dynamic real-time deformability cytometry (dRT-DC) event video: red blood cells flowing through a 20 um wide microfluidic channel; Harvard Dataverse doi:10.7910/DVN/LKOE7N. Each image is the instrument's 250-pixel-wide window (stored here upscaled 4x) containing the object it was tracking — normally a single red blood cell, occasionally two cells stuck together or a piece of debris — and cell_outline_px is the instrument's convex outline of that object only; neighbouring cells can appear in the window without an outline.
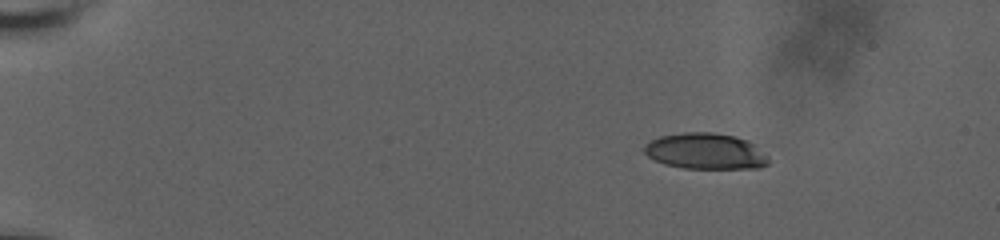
{"species": "human", "species_latin": "Homo sapiens", "temperature_condition": "room temperature", "stored_images_in_passage": 51, "camera_frame_rate_fps": 3000, "um_per_image_px": 0.085, "donor": {"sex": "male"}, "frame": {"image": 1, "passage_image": 1, "time_ms": 0.0, "image_size_px": [1000, 240], "cell_outline_px": [[768, 164], [760, 168], [684, 168], [664, 164], [648, 156], [644, 152], [644, 144], [660, 136], [684, 132], [712, 132], [736, 136], [748, 140], [768, 156]], "centroid_in_image_um": [59.97, 12.85], "position_along_channel_um": 25.0, "area_um2": 26.07}}
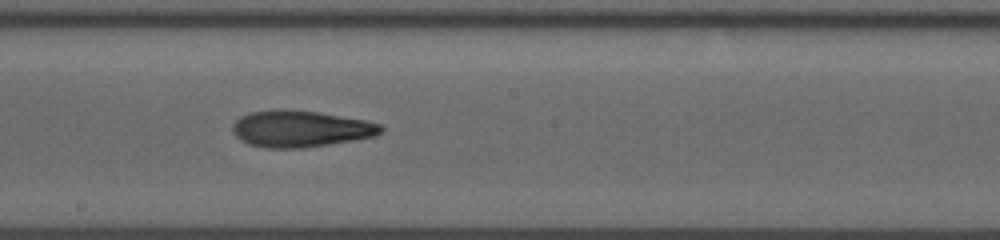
{"frame": {"image": 2, "passage_image": 27, "time_ms": 8.667, "image_size_px": [1000, 240], "cell_outline_px": [[384, 128], [380, 132], [372, 136], [352, 140], [304, 148], [268, 148], [248, 144], [240, 140], [232, 132], [232, 124], [240, 116], [252, 112], [284, 108], [316, 112], [368, 120], [380, 124]], "centroid_in_image_um": [25.5, 10.94], "position_along_channel_um": 222.7, "area_um2": 31.56}}
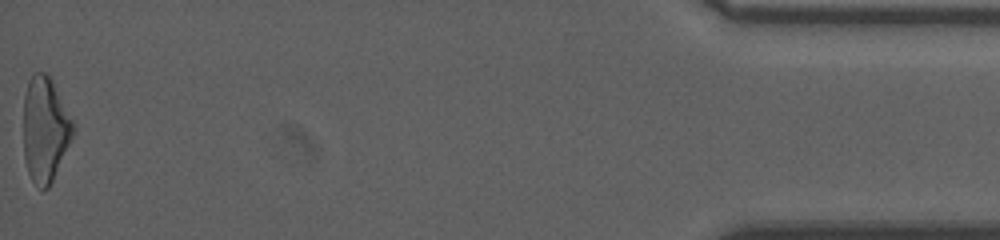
{"frame": {"image": 3, "passage_image": 51, "time_ms": 16.667, "image_size_px": [1000, 240], "cell_outline_px": [[76, 128], [52, 180], [48, 188], [40, 188], [32, 180], [28, 172], [24, 160], [24, 96], [28, 80], [32, 72], [44, 72], [52, 80]], "centroid_in_image_um": [3.81, 10.96], "position_along_channel_um": 431.4, "area_um2": 30.0}, "authors_computed_cell_mechanics": {"area_um2": 30.345, "velocity_mm_per_s": 3.6765, "shape_relaxation_time_tau1_ms": 9.4473, "shape_relaxation_time_tau2_ms": 3.4774, "deformation_change_tau1": 0.2528, "deformation_change_tau2": 0.1294}}